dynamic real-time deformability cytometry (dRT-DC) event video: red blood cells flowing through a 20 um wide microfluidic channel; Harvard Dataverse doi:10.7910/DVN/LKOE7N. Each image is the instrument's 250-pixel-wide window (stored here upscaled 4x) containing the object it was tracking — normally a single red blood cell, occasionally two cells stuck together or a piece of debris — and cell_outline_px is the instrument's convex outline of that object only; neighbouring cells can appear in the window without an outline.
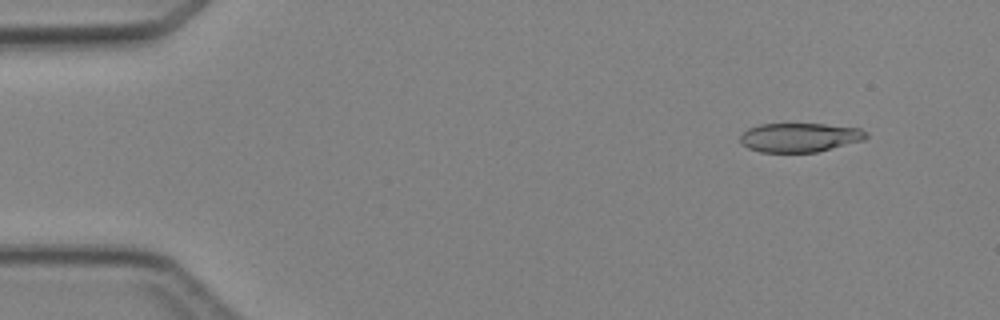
{"species": "Egyptian fruit bat (a non-hibernating species)", "species_latin": "Rousettus aegyptiacus", "temperature_condition": "cold", "stored_images_in_passage": 5, "camera_frame_rate_fps": 3000, "um_per_image_px": 0.085, "animal": {"sex": "female"}, "frame": {"image": 1, "passage_image": 1, "time_ms": 0.0, "image_size_px": [1000, 320], "cell_outline_px": [[868, 136], [864, 140], [816, 152], [760, 152], [748, 148], [740, 140], [740, 136], [748, 128], [760, 124], [824, 124], [860, 128], [868, 132]], "centroid_in_image_um": [67.99, 11.68], "position_along_channel_um": 17.0, "area_um2": 21.27}}
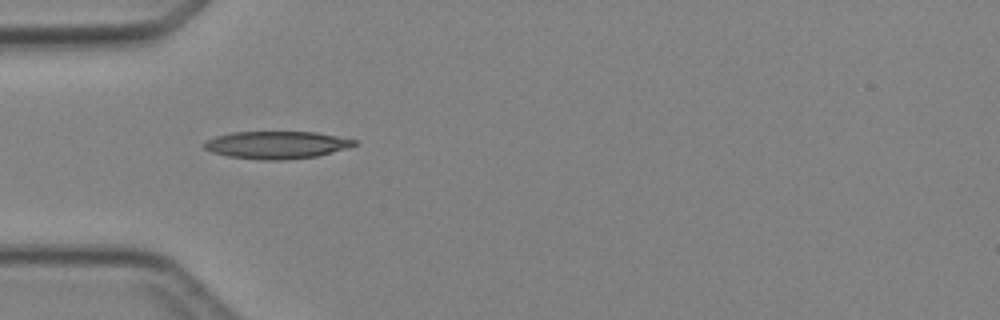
{"frame": {"image": 2, "passage_image": 4, "time_ms": 3.333, "image_size_px": [1000, 320], "cell_outline_px": [[356, 144], [348, 148], [316, 156], [284, 160], [260, 160], [228, 156], [212, 152], [204, 148], [200, 144], [216, 136], [232, 132], [316, 132], [356, 140]], "centroid_in_image_um": [23.48, 12.32], "position_along_channel_um": 61.5, "area_um2": 23.99}}
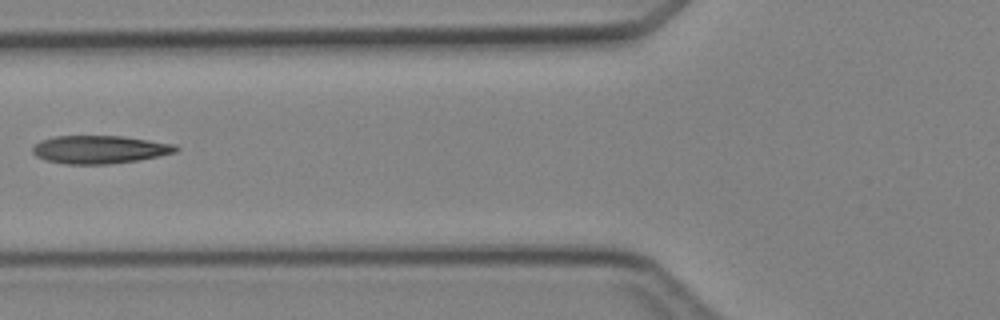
{"frame": {"image": 3, "passage_image": 5, "time_ms": 4.667, "image_size_px": [1000, 320], "cell_outline_px": [[180, 148], [176, 152], [160, 156], [136, 160], [108, 164], [64, 164], [44, 160], [36, 156], [32, 152], [32, 148], [40, 140], [56, 136], [124, 136], [176, 144]], "centroid_in_image_um": [8.47, 12.7], "position_along_channel_um": 117.3, "area_um2": 23.52}}